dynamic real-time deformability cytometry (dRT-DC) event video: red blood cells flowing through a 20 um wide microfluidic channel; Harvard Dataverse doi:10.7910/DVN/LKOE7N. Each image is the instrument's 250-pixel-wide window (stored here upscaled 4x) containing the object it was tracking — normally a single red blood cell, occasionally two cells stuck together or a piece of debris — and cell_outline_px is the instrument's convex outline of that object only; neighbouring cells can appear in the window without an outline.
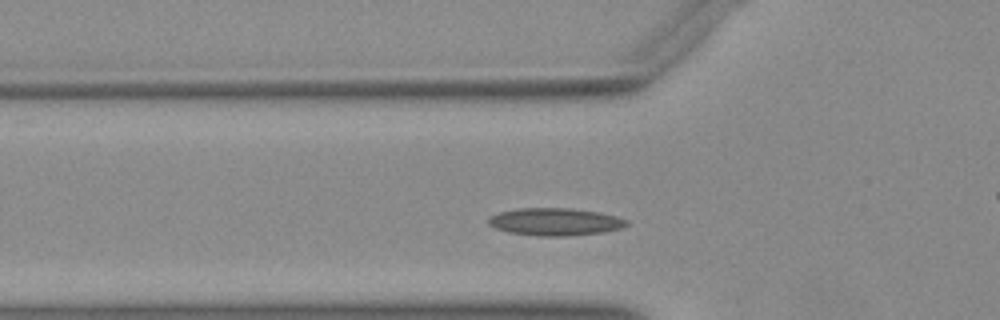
{"species": "Egyptian fruit bat (a non-hibernating species)", "species_latin": "Rousettus aegyptiacus", "temperature_condition": "warm", "stored_images_in_passage": 38, "camera_frame_rate_fps": 3000, "um_per_image_px": 0.085, "animal": {"sex": "female"}, "frame": {"image": 1, "passage_image": 12, "time_ms": 3.667, "image_size_px": [1000, 320], "cell_outline_px": [[628, 224], [620, 228], [600, 232], [564, 236], [540, 236], [508, 232], [496, 228], [488, 224], [488, 216], [496, 212], [520, 208], [568, 208], [596, 212], [616, 216], [628, 220]], "centroid_in_image_um": [47.11, 18.84], "position_along_channel_um": 78.7, "area_um2": 21.96}}
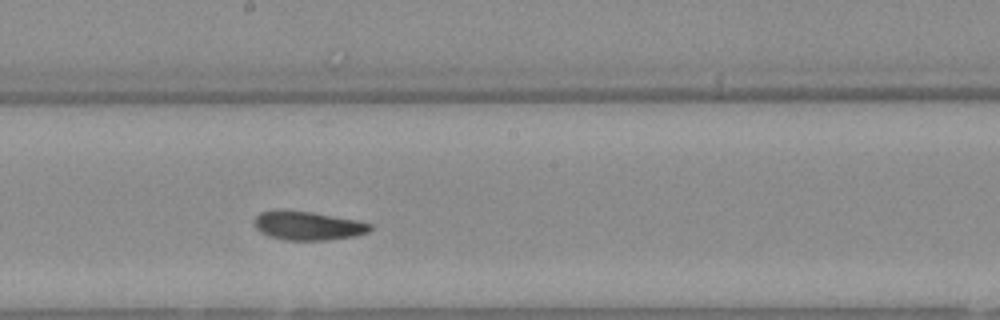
{"frame": {"image": 2, "passage_image": 23, "time_ms": 7.333, "image_size_px": [1000, 320], "cell_outline_px": [[372, 228], [368, 232], [356, 236], [328, 240], [284, 240], [268, 236], [260, 232], [256, 228], [256, 216], [260, 212], [312, 212], [356, 220], [372, 224]], "centroid_in_image_um": [26.23, 19.22], "position_along_channel_um": 222.0, "area_um2": 18.9}}
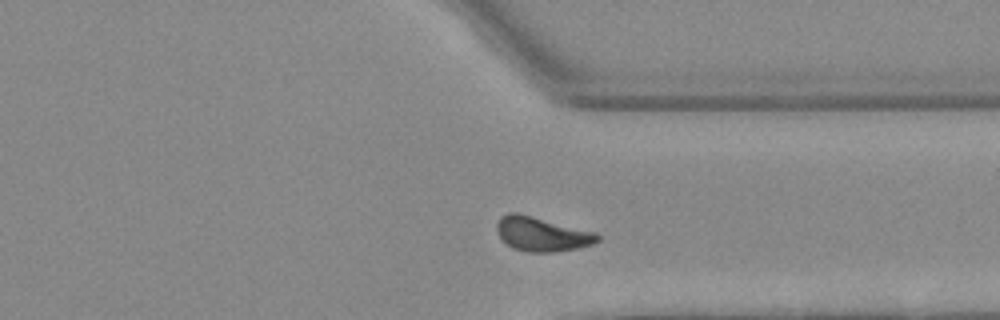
{"frame": {"image": 3, "passage_image": 34, "time_ms": 11.0, "image_size_px": [1000, 320], "cell_outline_px": [[600, 240], [592, 244], [580, 248], [556, 252], [528, 252], [512, 248], [500, 236], [496, 228], [496, 224], [500, 216], [508, 212], [516, 212], [596, 232], [600, 236]], "centroid_in_image_um": [46.07, 19.9], "position_along_channel_um": 365.3, "area_um2": 20.17}}